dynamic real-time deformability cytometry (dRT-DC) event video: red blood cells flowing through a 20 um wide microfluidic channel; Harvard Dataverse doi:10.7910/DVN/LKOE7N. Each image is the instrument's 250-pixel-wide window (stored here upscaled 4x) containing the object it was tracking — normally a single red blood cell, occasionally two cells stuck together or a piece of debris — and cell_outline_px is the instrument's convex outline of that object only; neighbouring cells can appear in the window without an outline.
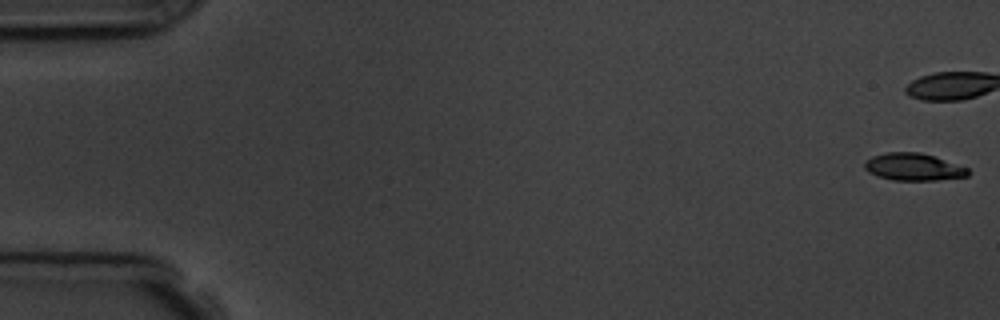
{"species": "common noctule bat (a hibernating species)", "species_latin": "Nyctalus noctula", "temperature_condition": "room temperature", "stored_images_in_passage": 44, "camera_frame_rate_fps": 3000, "um_per_image_px": 0.085, "animal": {"sex": "male", "body_mass_g": 19.5, "forearm_length_mm": 54.6}, "frame": {"image": 1, "passage_image": 1, "time_ms": 0.0, "image_size_px": [1000, 320], "cell_outline_px": [[972, 172], [968, 176], [936, 180], [892, 180], [868, 172], [864, 168], [864, 160], [872, 156], [888, 152], [920, 152], [968, 168]], "centroid_in_image_um": [77.63, 14.19], "position_along_channel_um": 7.4, "area_um2": 16.36}}